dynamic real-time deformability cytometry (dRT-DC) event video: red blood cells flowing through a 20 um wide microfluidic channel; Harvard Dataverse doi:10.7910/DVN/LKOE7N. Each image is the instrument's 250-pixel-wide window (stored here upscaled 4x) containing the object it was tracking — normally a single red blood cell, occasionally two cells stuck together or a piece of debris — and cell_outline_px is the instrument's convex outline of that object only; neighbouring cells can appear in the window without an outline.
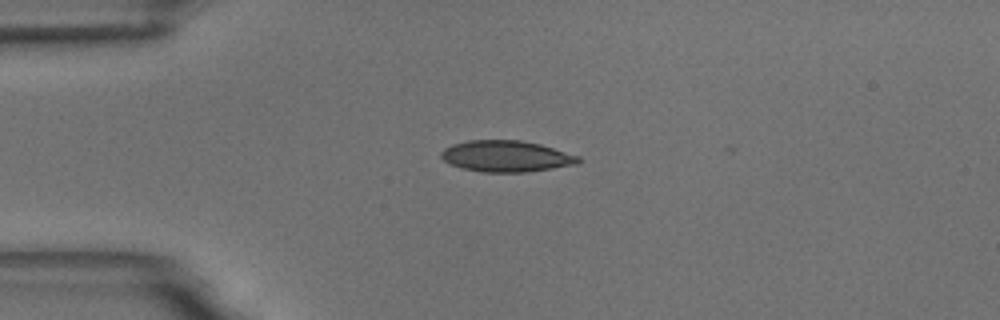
{"species": "common noctule bat (a hibernating species)", "species_latin": "Nyctalus noctula", "temperature_condition": "room temperature", "stored_images_in_passage": 8, "camera_frame_rate_fps": 3000, "um_per_image_px": 0.085, "animal": {"sex": "male", "body_mass_g": 18.8}, "frame": {"image": 1, "passage_image": 7, "time_ms": 2.0, "image_size_px": [1000, 320], "cell_outline_px": [[580, 164], [524, 172], [480, 172], [460, 168], [444, 160], [440, 156], [440, 152], [444, 148], [452, 144], [468, 140], [520, 140], [540, 144], [580, 156]], "centroid_in_image_um": [43.02, 13.28], "position_along_channel_um": 42.0, "area_um2": 25.09}}